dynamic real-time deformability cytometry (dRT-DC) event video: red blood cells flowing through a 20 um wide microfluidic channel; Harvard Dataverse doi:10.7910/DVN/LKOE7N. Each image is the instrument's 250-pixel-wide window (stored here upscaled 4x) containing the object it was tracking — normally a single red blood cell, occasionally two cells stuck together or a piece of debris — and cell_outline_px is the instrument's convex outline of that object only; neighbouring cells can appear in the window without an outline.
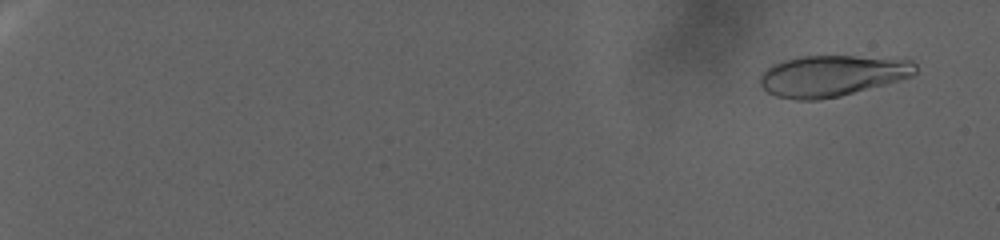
{"species": "human", "species_latin": "Homo sapiens", "temperature_condition": "warm", "stored_images_in_passage": 135, "camera_frame_rate_fps": 3000, "um_per_image_px": 0.085, "donor": {"sex": "female"}, "frame": {"image": 1, "passage_image": 9, "time_ms": 2.667, "image_size_px": [1000, 240], "cell_outline_px": [[916, 72], [912, 76], [900, 80], [840, 96], [820, 100], [796, 100], [776, 96], [768, 92], [760, 84], [760, 76], [772, 64], [784, 60], [800, 56], [856, 56], [912, 60], [916, 64]], "centroid_in_image_um": [70.72, 6.44], "position_along_channel_um": 14.3, "area_um2": 37.17}}
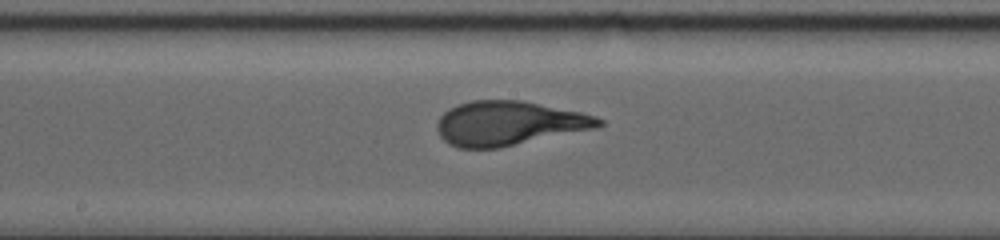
{"frame": {"image": 2, "passage_image": 84, "time_ms": 27.667, "image_size_px": [1000, 240], "cell_outline_px": [[604, 124], [600, 128], [500, 148], [456, 148], [448, 144], [440, 136], [436, 128], [436, 124], [440, 116], [448, 108], [456, 104], [472, 100], [524, 100], [580, 112], [596, 116], [604, 120]], "centroid_in_image_um": [43.27, 10.48], "position_along_channel_um": 204.9, "area_um2": 42.43}}
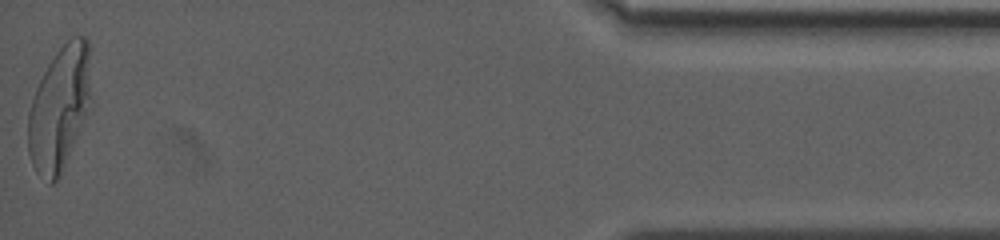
{"frame": {"image": 3, "passage_image": 135, "time_ms": 44.667, "image_size_px": [1000, 240], "cell_outline_px": [[88, 96], [84, 112], [60, 176], [52, 184], [48, 184], [36, 172], [32, 164], [28, 152], [28, 112], [36, 88], [48, 64], [56, 52], [72, 36], [84, 36], [88, 40]], "centroid_in_image_um": [4.96, 9.22], "position_along_channel_um": 430.2, "area_um2": 43.52}}